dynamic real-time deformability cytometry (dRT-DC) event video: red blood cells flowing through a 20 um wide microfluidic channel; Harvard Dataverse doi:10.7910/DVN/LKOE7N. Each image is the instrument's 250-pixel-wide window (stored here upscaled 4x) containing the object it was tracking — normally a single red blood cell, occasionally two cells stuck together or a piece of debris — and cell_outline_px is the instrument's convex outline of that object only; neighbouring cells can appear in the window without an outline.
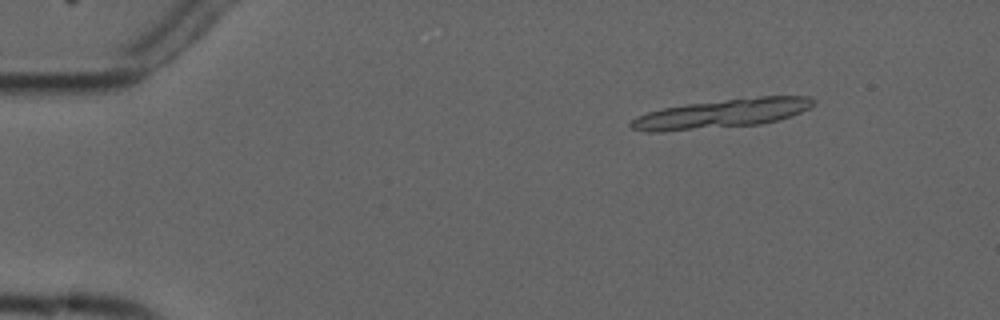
{"species": "common noctule bat (a hibernating species)", "species_latin": "Nyctalus noctula", "temperature_condition": "cold", "stored_images_in_passage": 6, "segment_of_instrument_passage": [1, 2], "camera_frame_rate_fps": 3000, "um_per_image_px": 0.085, "animal": {"sex": "male", "forearm_length_mm": 52.5}, "frame": {"image": 1, "passage_image": 1, "time_ms": 0.0, "image_size_px": [1000, 320], "cell_outline_px": [[816, 104], [800, 112], [776, 120], [760, 124], [660, 132], [644, 132], [632, 128], [628, 124], [636, 116], [648, 112], [664, 108], [684, 104], [760, 96], [812, 96], [816, 100]], "centroid_in_image_um": [61.34, 9.65], "position_along_channel_um": 23.7, "area_um2": 30.69}}